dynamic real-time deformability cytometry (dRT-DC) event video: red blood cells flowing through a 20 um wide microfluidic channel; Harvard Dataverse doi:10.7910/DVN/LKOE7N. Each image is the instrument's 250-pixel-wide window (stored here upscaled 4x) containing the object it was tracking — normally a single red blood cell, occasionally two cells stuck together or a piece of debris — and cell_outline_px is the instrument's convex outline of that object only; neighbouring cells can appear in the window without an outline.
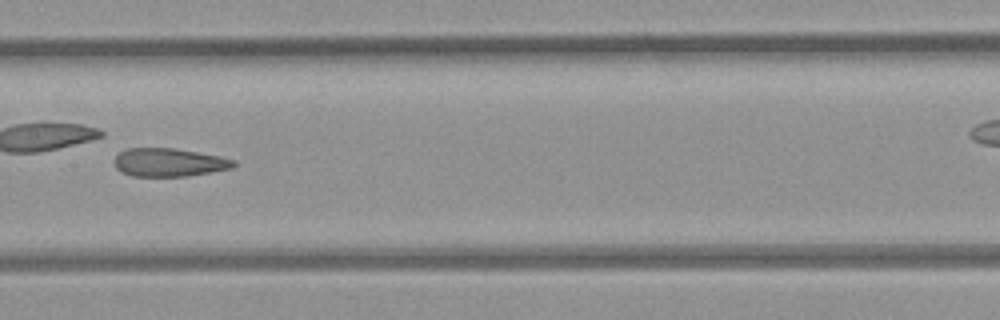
{"species": "common noctule bat (a hibernating species)", "species_latin": "Nyctalus noctula", "temperature_condition": "room temperature", "stored_images_in_passage": 46, "camera_frame_rate_fps": 3000, "um_per_image_px": 0.085, "animal": {"sex": "female", "body_mass_g": 21.9}, "frame": {"image": 1, "passage_image": 27, "time_ms": 8.667, "image_size_px": [1000, 320], "cell_outline_px": [[236, 164], [232, 168], [188, 176], [132, 176], [120, 172], [116, 168], [116, 156], [120, 152], [128, 148], [172, 148], [220, 156], [236, 160]], "centroid_in_image_um": [14.38, 13.81], "position_along_channel_um": 193.0, "area_um2": 19.54}}